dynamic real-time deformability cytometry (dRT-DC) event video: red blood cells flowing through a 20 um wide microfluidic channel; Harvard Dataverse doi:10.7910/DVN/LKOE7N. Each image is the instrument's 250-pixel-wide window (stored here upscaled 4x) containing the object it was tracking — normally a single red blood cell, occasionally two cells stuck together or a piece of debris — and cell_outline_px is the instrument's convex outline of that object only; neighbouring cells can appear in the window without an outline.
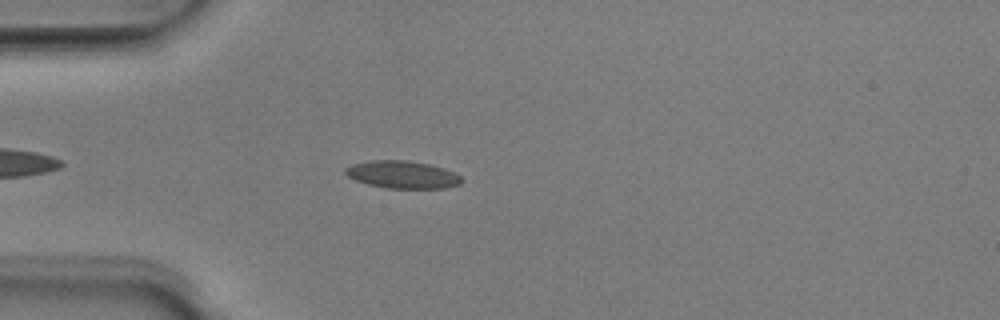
{"species": "Egyptian fruit bat (a non-hibernating species)", "species_latin": "Rousettus aegyptiacus", "temperature_condition": "room temperature", "stored_images_in_passage": 30, "camera_frame_rate_fps": 3000, "um_per_image_px": 0.085, "animal": {"sex": "male"}, "frame": {"image": 1, "passage_image": 7, "time_ms": 2.0, "image_size_px": [1000, 320], "cell_outline_px": [[460, 184], [444, 188], [384, 188], [368, 184], [356, 180], [348, 176], [344, 172], [344, 168], [352, 164], [372, 160], [408, 160], [428, 164], [444, 168], [460, 176]], "centroid_in_image_um": [34.16, 14.84], "position_along_channel_um": 50.8, "area_um2": 18.5}}
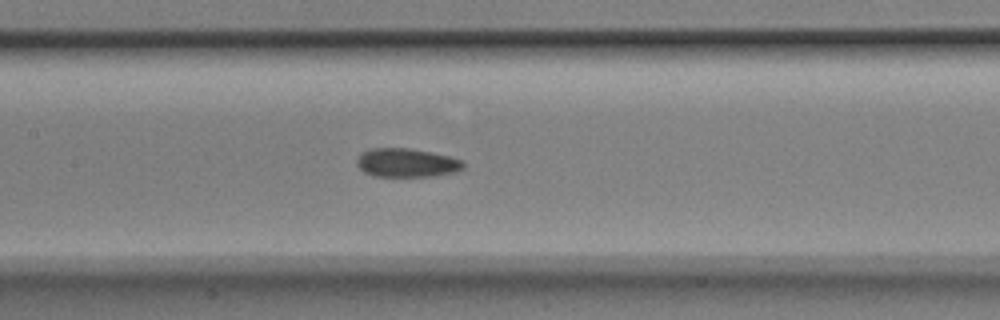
{"frame": {"image": 2, "passage_image": 17, "time_ms": 5.333, "image_size_px": [1000, 320], "cell_outline_px": [[464, 168], [452, 172], [432, 176], [376, 176], [364, 172], [356, 164], [356, 160], [360, 152], [368, 148], [408, 148], [432, 152], [464, 160]], "centroid_in_image_um": [34.53, 13.82], "position_along_channel_um": 172.9, "area_um2": 17.86}}
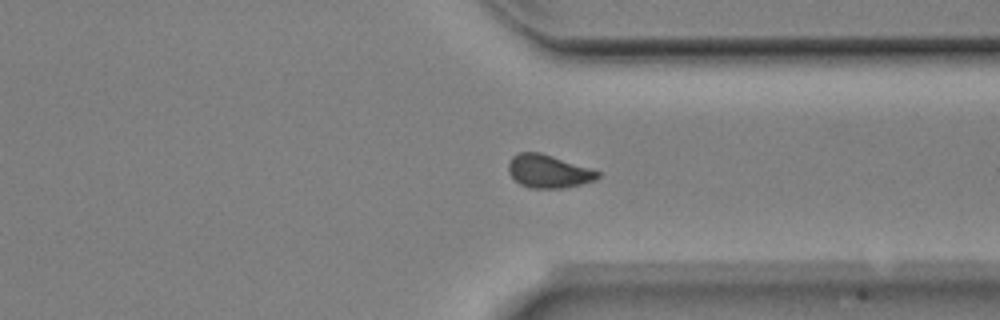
{"frame": {"image": 3, "passage_image": 28, "time_ms": 9.0, "image_size_px": [1000, 320], "cell_outline_px": [[600, 176], [596, 180], [564, 188], [528, 188], [520, 184], [508, 172], [508, 164], [512, 156], [520, 152], [540, 152], [600, 172]], "centroid_in_image_um": [46.59, 14.57], "position_along_channel_um": 364.8, "area_um2": 17.05}}